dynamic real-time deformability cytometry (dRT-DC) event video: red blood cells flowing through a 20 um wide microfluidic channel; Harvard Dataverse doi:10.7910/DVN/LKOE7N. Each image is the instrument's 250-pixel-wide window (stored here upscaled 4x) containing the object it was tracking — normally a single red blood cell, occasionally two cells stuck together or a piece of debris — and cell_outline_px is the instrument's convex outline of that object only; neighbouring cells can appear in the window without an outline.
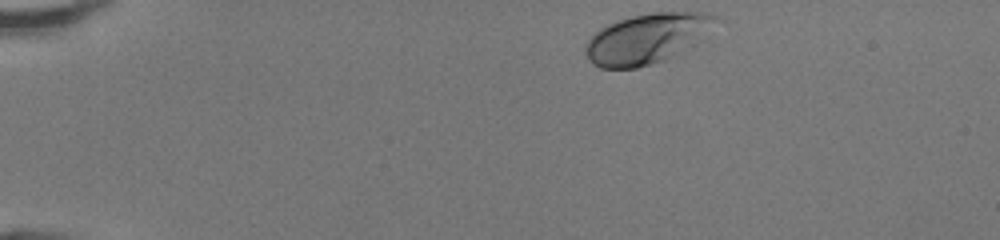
{"species": "human", "species_latin": "Homo sapiens", "temperature_condition": "room temperature", "stored_images_in_passage": 39, "camera_frame_rate_fps": 3000, "um_per_image_px": 0.085, "donor": {"sex": "female"}, "frame": {"image": 1, "passage_image": 1, "time_ms": 0.0, "image_size_px": [1000, 240], "cell_outline_px": [[720, 16], [700, 40], [696, 44], [680, 56], [668, 60], [636, 68], [600, 68], [592, 64], [584, 52], [584, 48], [588, 40], [600, 28], [616, 20], [632, 16], [652, 12], [712, 12]], "centroid_in_image_um": [55.02, 3.29], "position_along_channel_um": 30.0, "area_um2": 38.61}}
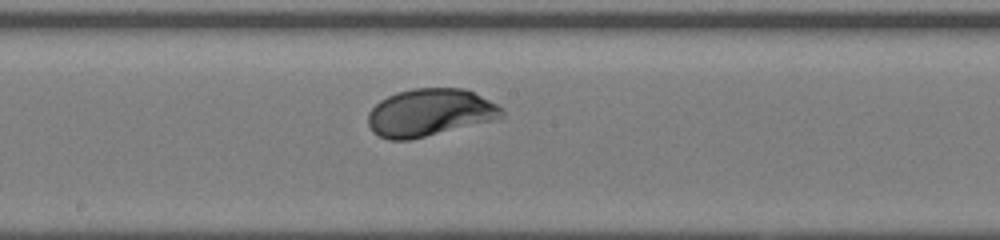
{"frame": {"image": 2, "passage_image": 20, "time_ms": 6.333, "image_size_px": [1000, 240], "cell_outline_px": [[504, 116], [496, 120], [408, 140], [388, 140], [372, 132], [368, 124], [368, 112], [380, 100], [396, 92], [412, 88], [464, 88], [504, 108]], "centroid_in_image_um": [36.53, 9.57], "position_along_channel_um": 211.7, "area_um2": 37.05}}
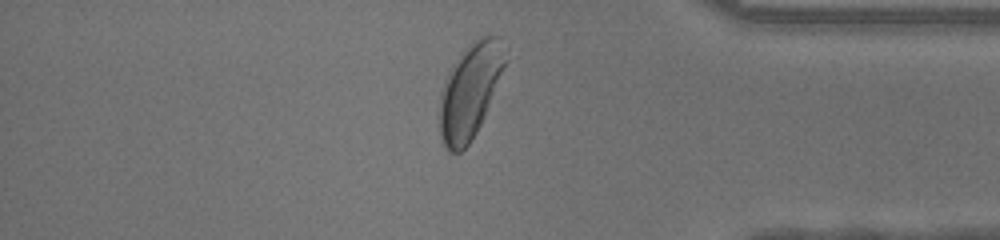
{"frame": {"image": 3, "passage_image": 34, "time_ms": 11.0, "image_size_px": [1000, 240], "cell_outline_px": [[508, 60], [480, 124], [476, 132], [468, 144], [460, 152], [448, 152], [444, 148], [440, 136], [440, 92], [444, 80], [448, 72], [456, 60], [468, 44], [472, 40], [484, 36], [500, 36], [508, 44]], "centroid_in_image_um": [39.98, 7.66], "position_along_channel_um": 395.2, "area_um2": 36.47}, "authors_computed_cell_mechanics": {"area_um2": 36.9342, "velocity_mm_per_s": 4.2456, "shape_relaxation_time_tau1_ms": 1.3545, "shape_relaxation_time_tau2_ms": null, "deformation_change_tau1": 0.1345, "deformation_change_tau2": null}}